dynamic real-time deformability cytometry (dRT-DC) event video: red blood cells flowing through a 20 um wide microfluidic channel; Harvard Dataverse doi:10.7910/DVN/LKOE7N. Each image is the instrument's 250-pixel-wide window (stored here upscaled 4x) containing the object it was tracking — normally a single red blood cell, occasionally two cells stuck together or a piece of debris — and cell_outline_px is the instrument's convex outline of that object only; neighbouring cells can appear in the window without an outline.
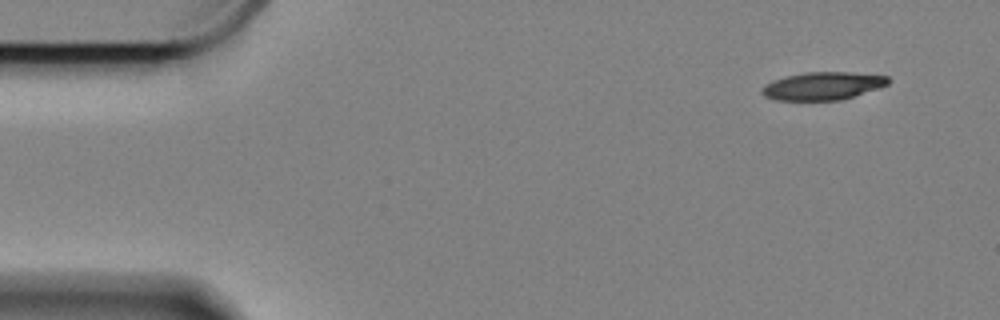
{"species": "Egyptian fruit bat (a non-hibernating species)", "species_latin": "Rousettus aegyptiacus", "temperature_condition": "cold", "stored_images_in_passage": 58, "camera_frame_rate_fps": 3000, "um_per_image_px": 0.085, "animal": {"sex": "female"}, "frame": {"image": 1, "passage_image": 1, "time_ms": 0.0, "image_size_px": [1000, 320], "cell_outline_px": [[892, 80], [888, 84], [880, 88], [840, 100], [776, 100], [764, 96], [760, 92], [760, 88], [764, 84], [772, 80], [784, 76], [804, 72], [852, 72], [888, 76]], "centroid_in_image_um": [69.92, 7.29], "position_along_channel_um": 15.1, "area_um2": 20.81}}
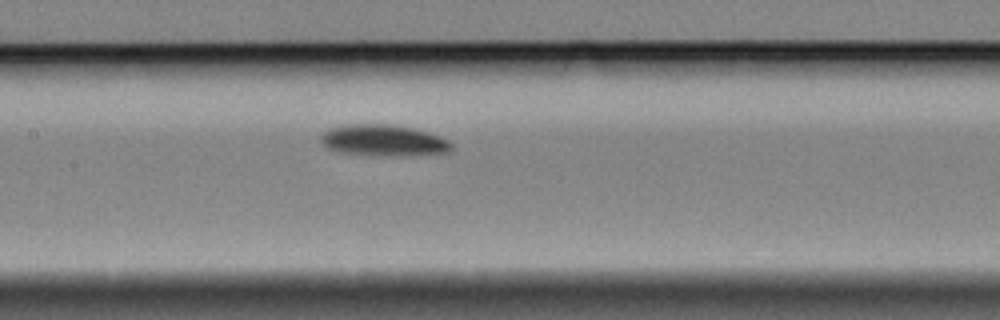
{"frame": {"image": 2, "passage_image": 25, "time_ms": 8.0, "image_size_px": [1000, 320], "cell_outline_px": [[452, 152], [400, 156], [340, 152], [324, 148], [320, 144], [320, 136], [328, 128], [348, 124], [392, 124], [412, 128], [428, 132], [440, 136], [448, 140], [452, 144]], "centroid_in_image_um": [32.58, 11.93], "position_along_channel_um": 174.8, "area_um2": 23.99}}
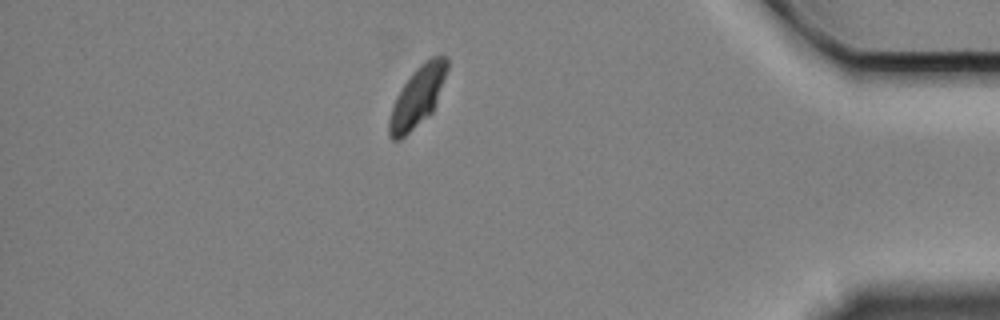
{"frame": {"image": 3, "passage_image": 50, "time_ms": 16.333, "image_size_px": [1000, 320], "cell_outline_px": [[448, 68], [432, 112], [428, 116], [400, 140], [392, 140], [388, 136], [388, 120], [396, 96], [404, 84], [416, 68], [424, 60], [432, 56], [448, 56]], "centroid_in_image_um": [35.47, 8.23], "position_along_channel_um": 399.7, "area_um2": 20.11}, "authors_computed_cell_mechanics": {"area_um2": 22.2241, "velocity_mm_per_s": 3.181, "shape_relaxation_time_tau1_ms": 3.1276, "shape_relaxation_time_tau2_ms": null, "deformation_change_tau1": 0.1384, "deformation_change_tau2": null}}